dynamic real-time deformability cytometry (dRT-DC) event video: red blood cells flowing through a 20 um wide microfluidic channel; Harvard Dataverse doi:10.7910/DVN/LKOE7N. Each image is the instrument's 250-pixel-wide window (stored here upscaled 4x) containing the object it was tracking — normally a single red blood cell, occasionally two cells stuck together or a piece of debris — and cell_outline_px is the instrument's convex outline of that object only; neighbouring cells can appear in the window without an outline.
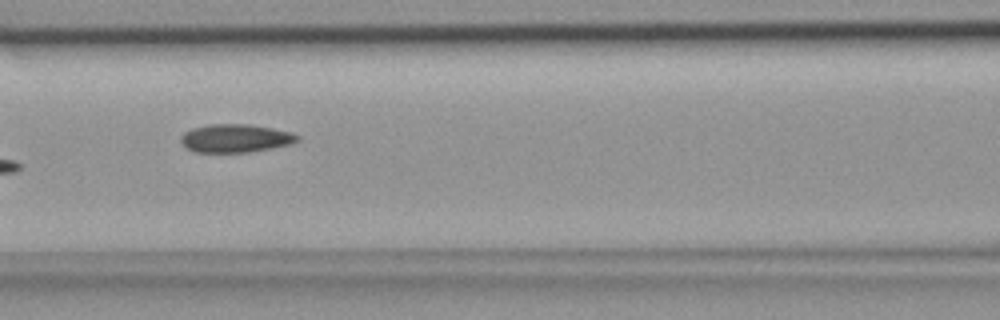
{"species": "common noctule bat (a hibernating species)", "species_latin": "Nyctalus noctula", "temperature_condition": "room temperature", "stored_images_in_passage": 7, "camera_frame_rate_fps": 3000, "um_per_image_px": 0.085, "animal": {"sex": "female", "body_mass_g": 18.4}, "frame": {"image": 1, "passage_image": 6, "time_ms": 1.667, "image_size_px": [1000, 320], "cell_outline_px": [[300, 140], [288, 144], [248, 152], [196, 152], [188, 148], [180, 140], [180, 136], [184, 132], [192, 128], [208, 124], [252, 124], [292, 132], [300, 136]], "centroid_in_image_um": [20.01, 11.73], "position_along_channel_um": 146.6, "area_um2": 19.07}}
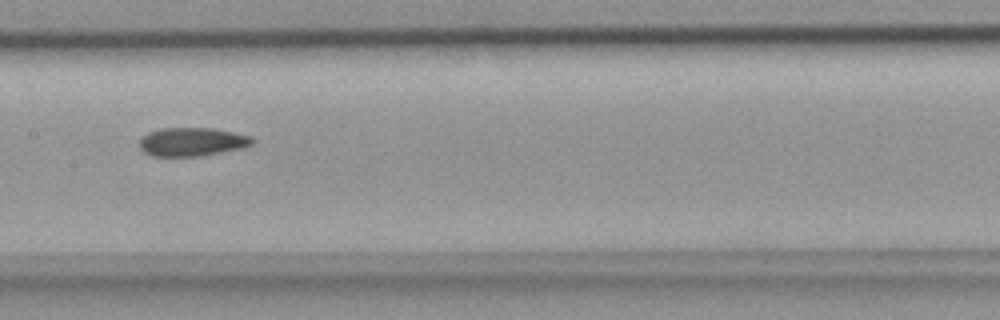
{"frame": {"image": 2, "passage_image": 7, "time_ms": 2.0, "image_size_px": [1000, 320], "cell_outline_px": [[256, 140], [252, 144], [244, 148], [200, 156], [152, 156], [144, 152], [140, 148], [140, 140], [148, 132], [160, 128], [212, 128], [252, 136]], "centroid_in_image_um": [16.35, 12.05], "position_along_channel_um": 191.0, "area_um2": 18.84}}